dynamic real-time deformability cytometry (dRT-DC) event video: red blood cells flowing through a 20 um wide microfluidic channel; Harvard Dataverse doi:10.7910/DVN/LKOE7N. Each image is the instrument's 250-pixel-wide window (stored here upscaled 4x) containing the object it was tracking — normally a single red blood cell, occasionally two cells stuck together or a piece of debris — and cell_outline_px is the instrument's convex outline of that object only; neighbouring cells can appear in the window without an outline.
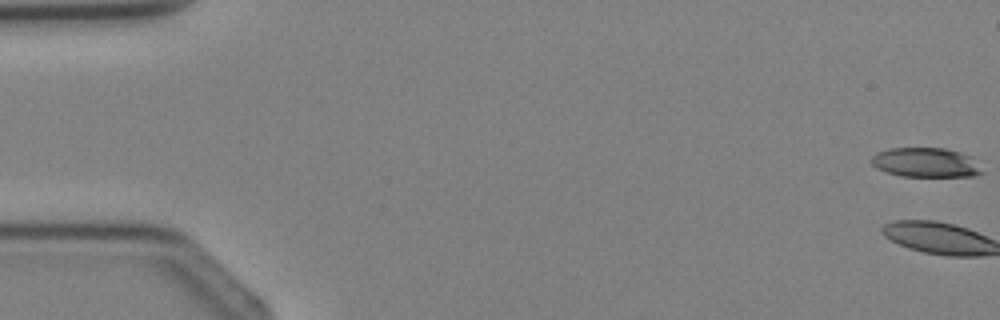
{"species": "Egyptian fruit bat (a non-hibernating species)", "species_latin": "Rousettus aegyptiacus", "temperature_condition": "cold", "stored_images_in_passage": 5, "camera_frame_rate_fps": 3000, "um_per_image_px": 0.085, "animal": {"sex": "female"}, "frame": {"image": 1, "passage_image": 1, "time_ms": 0.0, "image_size_px": [1000, 320], "cell_outline_px": [[984, 172], [976, 176], [900, 176], [876, 168], [868, 160], [876, 152], [892, 148], [944, 148], [960, 152], [972, 156]], "centroid_in_image_um": [78.69, 13.81], "position_along_channel_um": 6.3, "area_um2": 19.13}}